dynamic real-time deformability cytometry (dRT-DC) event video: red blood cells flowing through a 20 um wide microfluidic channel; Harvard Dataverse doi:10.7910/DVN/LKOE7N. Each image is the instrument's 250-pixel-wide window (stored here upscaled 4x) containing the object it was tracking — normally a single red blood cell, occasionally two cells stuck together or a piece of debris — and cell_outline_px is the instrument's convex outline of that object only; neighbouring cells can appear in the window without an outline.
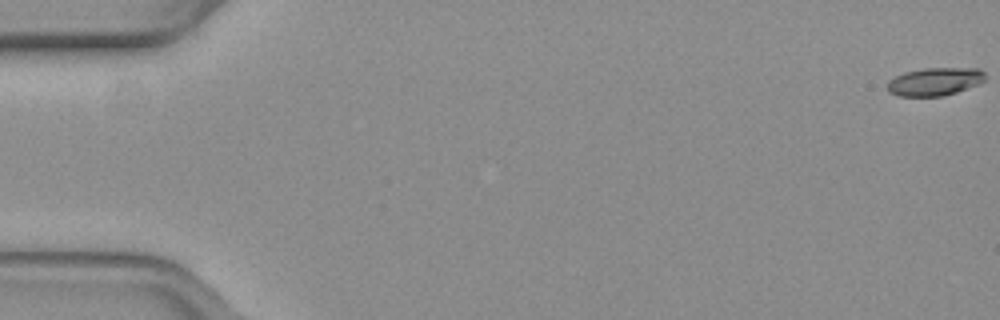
{"species": "common noctule bat (a hibernating species)", "species_latin": "Nyctalus noctula", "temperature_condition": "warm", "stored_images_in_passage": 7, "camera_frame_rate_fps": 3000, "um_per_image_px": 0.085, "animal": {"sex": "female", "body_mass_g": 19.3, "forearm_length_mm": 54.1}, "frame": {"image": 1, "passage_image": 1, "time_ms": 0.0, "image_size_px": [1000, 320], "cell_outline_px": [[984, 80], [976, 84], [956, 92], [940, 96], [900, 96], [888, 92], [888, 80], [904, 72], [924, 68], [980, 68], [984, 72]], "centroid_in_image_um": [79.42, 6.92], "position_along_channel_um": 5.6, "area_um2": 15.78}}